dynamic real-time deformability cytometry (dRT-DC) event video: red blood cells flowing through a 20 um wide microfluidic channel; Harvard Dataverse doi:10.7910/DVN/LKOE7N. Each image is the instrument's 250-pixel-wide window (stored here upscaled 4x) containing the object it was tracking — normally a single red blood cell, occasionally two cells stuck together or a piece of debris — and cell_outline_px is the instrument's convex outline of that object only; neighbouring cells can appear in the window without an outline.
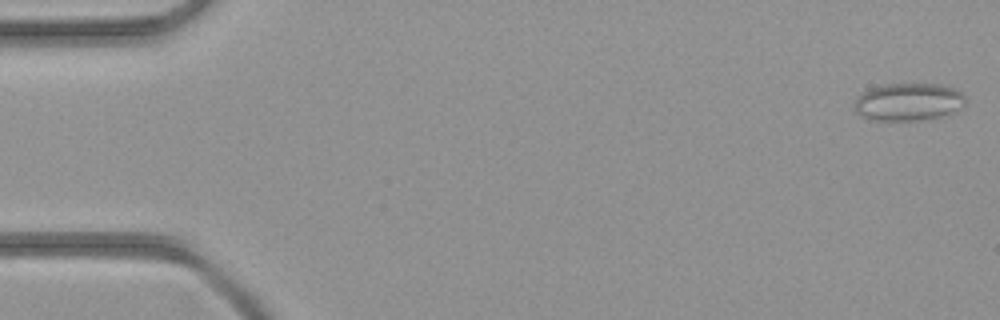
{"species": "common noctule bat (a hibernating species)", "species_latin": "Nyctalus noctula", "temperature_condition": "room temperature", "stored_images_in_passage": 43, "camera_frame_rate_fps": 3000, "um_per_image_px": 0.085, "animal": {"sex": "female", "body_mass_g": 21.9}, "frame": {"image": 1, "passage_image": 1, "time_ms": 0.0, "image_size_px": [1000, 320], "cell_outline_px": [[964, 104], [952, 112], [940, 116], [920, 120], [868, 120], [860, 116], [856, 112], [856, 96], [880, 84], [940, 84], [952, 88], [960, 92], [964, 96]], "centroid_in_image_um": [77.17, 8.66], "position_along_channel_um": 7.8, "area_um2": 24.1}}
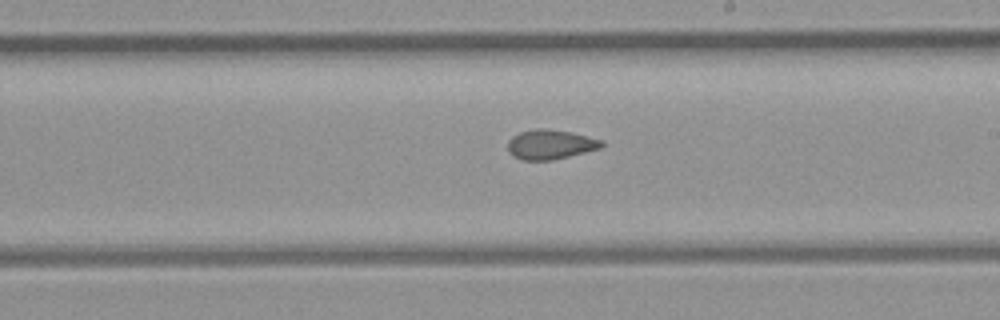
{"frame": {"image": 2, "passage_image": 25, "time_ms": 8.0, "image_size_px": [1000, 320], "cell_outline_px": [[604, 144], [600, 148], [552, 160], [520, 160], [512, 156], [508, 152], [508, 140], [512, 136], [520, 132], [536, 128], [544, 128], [572, 132], [604, 140]], "centroid_in_image_um": [46.76, 12.27], "position_along_channel_um": 242.2, "area_um2": 16.3}}
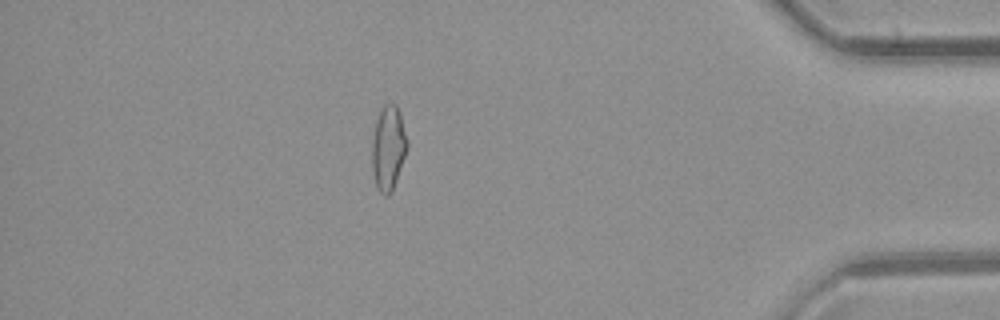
{"frame": {"image": 3, "passage_image": 38, "time_ms": 12.333, "image_size_px": [1000, 320], "cell_outline_px": [[408, 148], [392, 192], [388, 196], [384, 196], [376, 188], [372, 168], [372, 140], [376, 120], [380, 108], [384, 104], [396, 104], [400, 112], [408, 140]], "centroid_in_image_um": [33.01, 12.58], "position_along_channel_um": 402.2, "area_um2": 17.63}}